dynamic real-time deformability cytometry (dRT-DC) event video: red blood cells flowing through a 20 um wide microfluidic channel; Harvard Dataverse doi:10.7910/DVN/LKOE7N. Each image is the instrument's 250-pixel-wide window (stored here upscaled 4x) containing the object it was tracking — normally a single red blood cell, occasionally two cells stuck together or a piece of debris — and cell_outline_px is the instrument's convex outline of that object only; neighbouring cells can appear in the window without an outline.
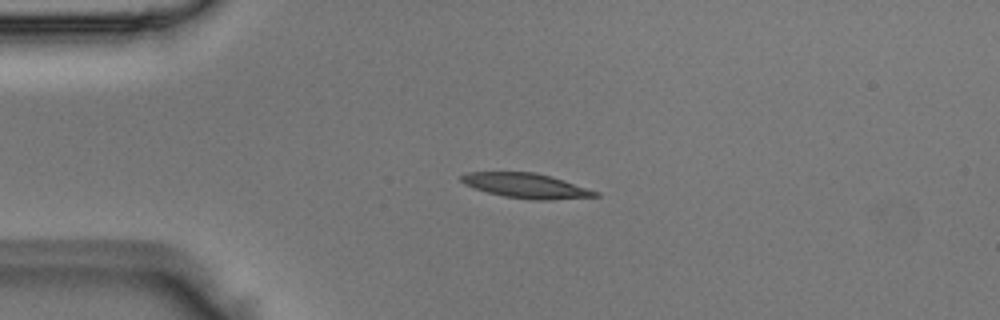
{"species": "Egyptian fruit bat (a non-hibernating species)", "species_latin": "Rousettus aegyptiacus", "temperature_condition": "room temperature", "stored_images_in_passage": 49, "camera_frame_rate_fps": 3000, "um_per_image_px": 0.085, "animal": {"sex": "male"}, "frame": {"image": 1, "passage_image": 11, "time_ms": 3.333, "image_size_px": [1000, 320], "cell_outline_px": [[600, 196], [552, 200], [528, 200], [504, 196], [488, 192], [464, 184], [460, 180], [460, 176], [468, 172], [532, 172], [552, 176], [600, 192]], "centroid_in_image_um": [44.76, 15.79], "position_along_channel_um": 40.2, "area_um2": 19.42}}
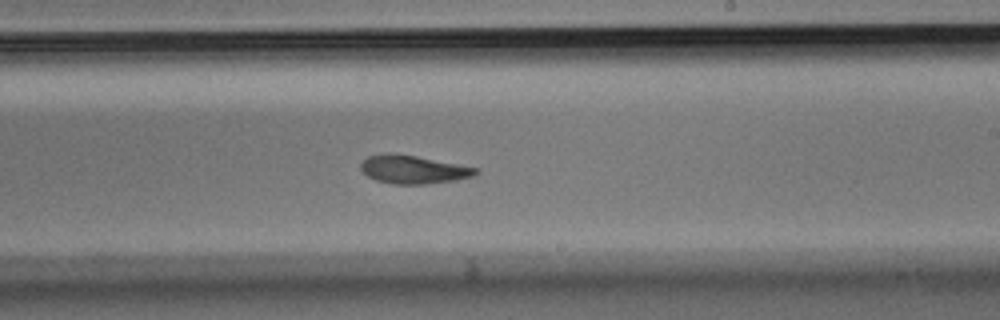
{"frame": {"image": 2, "passage_image": 29, "time_ms": 9.333, "image_size_px": [1000, 320], "cell_outline_px": [[480, 172], [472, 176], [456, 180], [424, 184], [392, 184], [376, 180], [368, 176], [360, 168], [360, 164], [368, 156], [416, 156], [480, 168]], "centroid_in_image_um": [35.21, 14.45], "position_along_channel_um": 253.8, "area_um2": 18.26}}
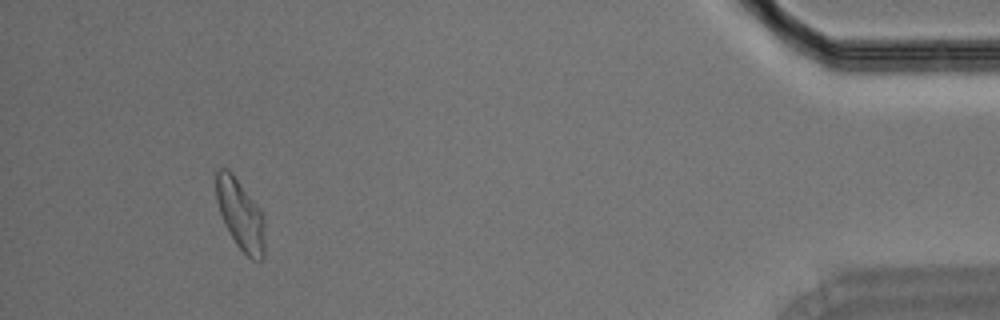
{"frame": {"image": 3, "passage_image": 46, "time_ms": 15.0, "image_size_px": [1000, 320], "cell_outline_px": [[264, 256], [260, 260], [252, 260], [236, 244], [220, 212], [216, 200], [216, 168], [228, 168], [232, 172], [264, 216]], "centroid_in_image_um": [20.43, 18.22], "position_along_channel_um": 414.8, "area_um2": 19.59}}